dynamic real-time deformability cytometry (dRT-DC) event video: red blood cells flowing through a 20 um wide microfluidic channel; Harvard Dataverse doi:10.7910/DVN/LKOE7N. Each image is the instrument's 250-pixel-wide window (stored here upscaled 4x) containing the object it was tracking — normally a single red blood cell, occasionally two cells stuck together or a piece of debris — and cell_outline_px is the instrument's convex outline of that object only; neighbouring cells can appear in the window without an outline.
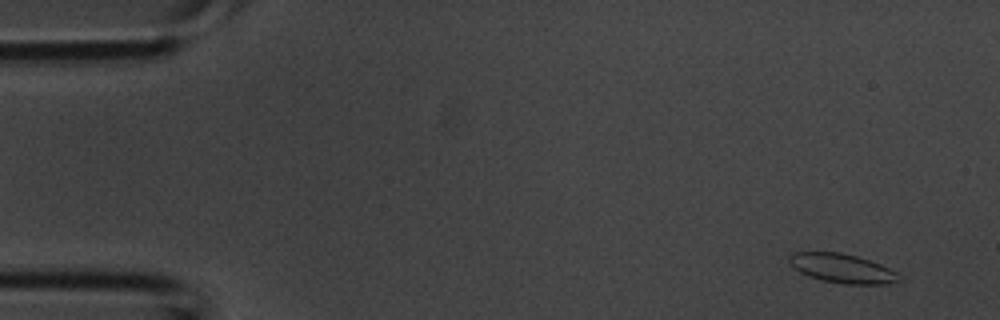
{"species": "common noctule bat (a hibernating species)", "species_latin": "Nyctalus noctula", "temperature_condition": "room temperature", "stored_images_in_passage": 2, "camera_frame_rate_fps": 3000, "um_per_image_px": 0.085, "animal": {"sex": "male", "body_mass_g": 20.1, "forearm_length_mm": 53.5}, "frame": {"image": 1, "passage_image": 1, "time_ms": 0.0, "image_size_px": [1000, 320], "cell_outline_px": [[904, 280], [888, 284], [848, 284], [824, 280], [808, 276], [800, 272], [788, 260], [788, 256], [796, 252], [840, 252], [856, 256], [880, 264], [896, 272]], "centroid_in_image_um": [71.63, 22.81], "position_along_channel_um": 13.4, "area_um2": 18.44}}